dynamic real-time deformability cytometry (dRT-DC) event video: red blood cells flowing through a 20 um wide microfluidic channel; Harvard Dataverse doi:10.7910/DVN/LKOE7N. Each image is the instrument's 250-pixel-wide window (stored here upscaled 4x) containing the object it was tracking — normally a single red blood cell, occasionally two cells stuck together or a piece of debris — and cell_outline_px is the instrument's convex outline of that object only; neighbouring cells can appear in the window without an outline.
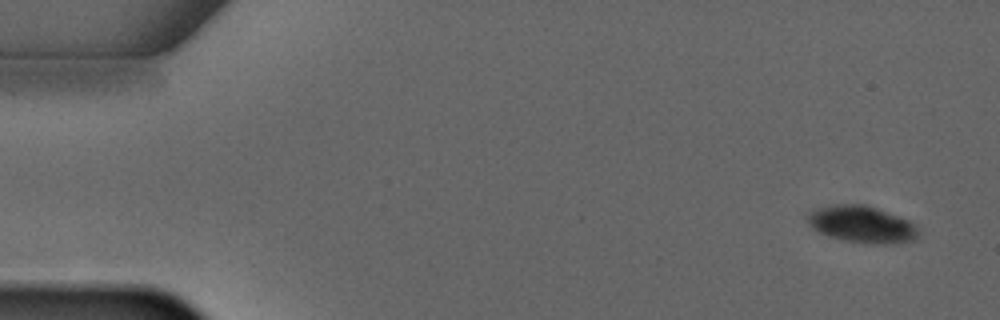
{"species": "common noctule bat (a hibernating species)", "species_latin": "Nyctalus noctula", "temperature_condition": "warm", "stored_images_in_passage": 5, "camera_frame_rate_fps": 3000, "um_per_image_px": 0.085, "animal": {"sex": "male", "forearm_length_mm": 52.5}, "frame": {"image": 1, "passage_image": 1, "time_ms": 0.0, "image_size_px": [1000, 320], "cell_outline_px": [[920, 228], [916, 236], [912, 240], [892, 244], [872, 244], [844, 240], [828, 236], [812, 228], [808, 224], [804, 216], [804, 212], [812, 208], [836, 204], [864, 204], [876, 208], [908, 220], [916, 224]], "centroid_in_image_um": [73.18, 19.05], "position_along_channel_um": 11.8, "area_um2": 24.16}}
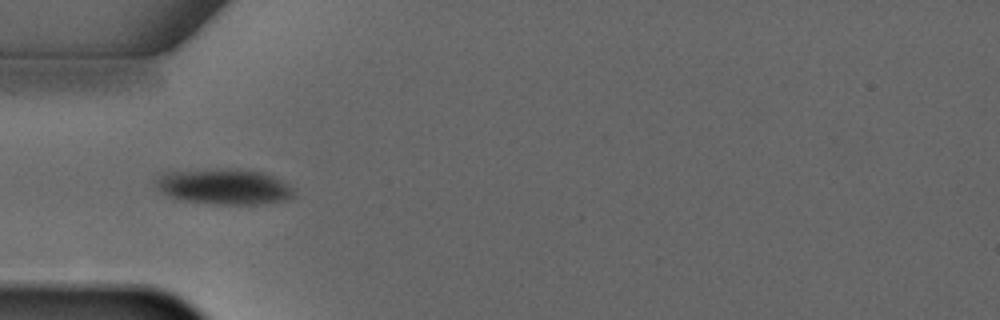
{"frame": {"image": 2, "passage_image": 3, "time_ms": 4.0, "image_size_px": [1000, 320], "cell_outline_px": [[296, 188], [292, 196], [288, 200], [260, 204], [216, 204], [188, 200], [172, 196], [164, 192], [156, 184], [156, 176], [168, 172], [212, 168], [236, 168], [264, 172], [292, 184]], "centroid_in_image_um": [19.17, 15.83], "position_along_channel_um": 65.8, "area_um2": 28.78}}